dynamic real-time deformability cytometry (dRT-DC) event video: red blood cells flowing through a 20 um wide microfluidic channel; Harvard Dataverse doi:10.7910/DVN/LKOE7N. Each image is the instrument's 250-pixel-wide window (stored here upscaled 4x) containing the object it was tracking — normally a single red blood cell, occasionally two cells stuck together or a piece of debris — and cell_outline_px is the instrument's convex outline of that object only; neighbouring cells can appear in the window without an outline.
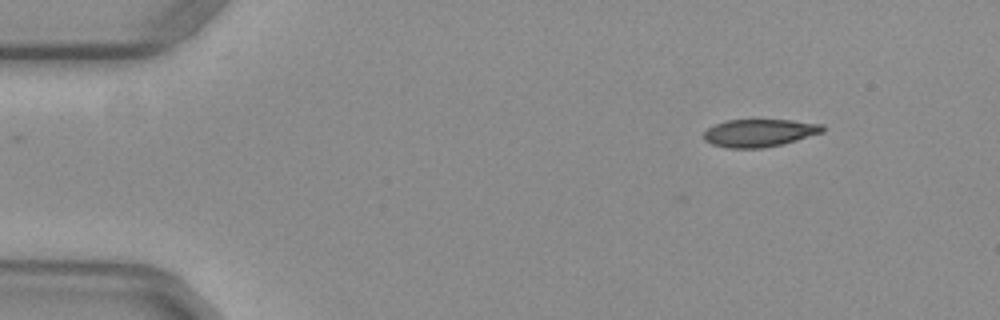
{"species": "common noctule bat (a hibernating species)", "species_latin": "Nyctalus noctula", "temperature_condition": "warm", "stored_images_in_passage": 2, "camera_frame_rate_fps": 3000, "um_per_image_px": 0.085, "animal": {"sex": "female", "body_mass_g": 29.2, "forearm_length_mm": 56.3}, "frame": {"image": 1, "passage_image": 2, "time_ms": 0.333, "image_size_px": [1000, 320], "cell_outline_px": [[824, 132], [796, 140], [764, 148], [728, 148], [712, 144], [704, 140], [704, 132], [708, 128], [716, 124], [728, 120], [792, 120], [824, 124]], "centroid_in_image_um": [64.56, 11.29], "position_along_channel_um": 20.4, "area_um2": 19.07}}